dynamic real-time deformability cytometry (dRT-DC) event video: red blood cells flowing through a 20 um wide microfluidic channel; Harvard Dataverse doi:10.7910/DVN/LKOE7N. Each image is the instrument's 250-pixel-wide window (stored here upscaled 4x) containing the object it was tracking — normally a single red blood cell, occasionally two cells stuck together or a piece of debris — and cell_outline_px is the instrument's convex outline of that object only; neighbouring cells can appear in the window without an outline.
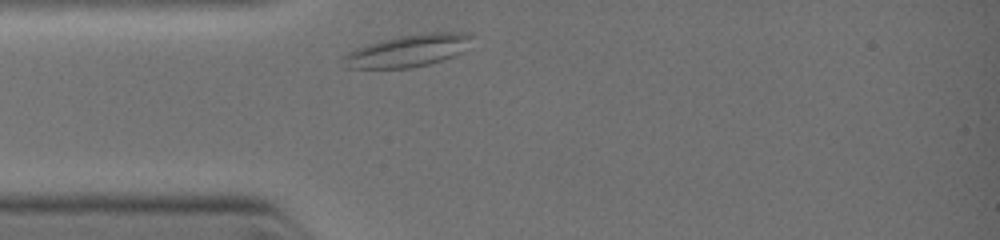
{"species": "common noctule bat (a hibernating species)", "species_latin": "Nyctalus noctula", "temperature_condition": "warm", "stored_images_in_passage": 1, "camera_frame_rate_fps": 3000, "um_per_image_px": 0.085, "animal": {"sex": "female", "body_mass_g": 19.0, "forearm_length_mm": 51.5}, "frame": {"image": 1, "passage_image": 1, "time_ms": 0.0, "image_size_px": [1000, 240], "cell_outline_px": [[472, 36], [460, 52], [452, 56], [428, 64], [408, 68], [348, 68], [344, 60], [344, 56], [348, 52], [356, 48], [380, 40], [400, 36], [428, 32], [468, 32]], "centroid_in_image_um": [34.65, 4.3], "position_along_channel_um": 50.4, "area_um2": 23.52}}